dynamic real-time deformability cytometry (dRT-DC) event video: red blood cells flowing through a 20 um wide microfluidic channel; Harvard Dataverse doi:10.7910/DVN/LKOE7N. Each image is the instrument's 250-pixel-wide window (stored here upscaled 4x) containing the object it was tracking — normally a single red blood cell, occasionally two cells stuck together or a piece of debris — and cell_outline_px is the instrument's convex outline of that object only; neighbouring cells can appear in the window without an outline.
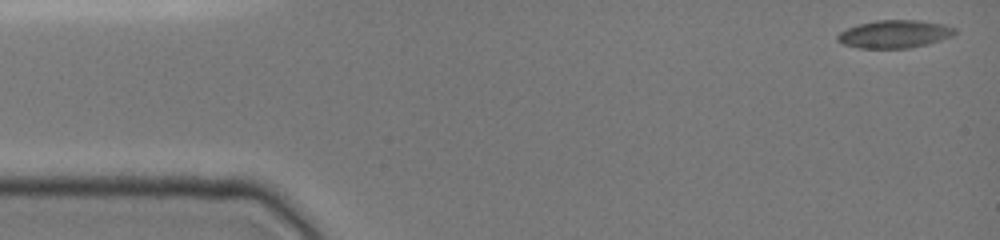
{"species": "common noctule bat (a hibernating species)", "species_latin": "Nyctalus noctula", "temperature_condition": "cold", "stored_images_in_passage": 43, "camera_frame_rate_fps": 3000, "um_per_image_px": 0.085, "animal": {"sex": "female", "body_mass_g": 19.0, "forearm_length_mm": 51.5}, "frame": {"image": 1, "passage_image": 1, "time_ms": 0.0, "image_size_px": [1000, 240], "cell_outline_px": [[956, 32], [952, 36], [928, 44], [908, 48], [860, 48], [844, 44], [836, 40], [836, 36], [840, 32], [848, 28], [860, 24], [876, 20], [920, 20], [944, 24], [956, 28]], "centroid_in_image_um": [76.05, 2.89], "position_along_channel_um": 8.9, "area_um2": 19.02}}
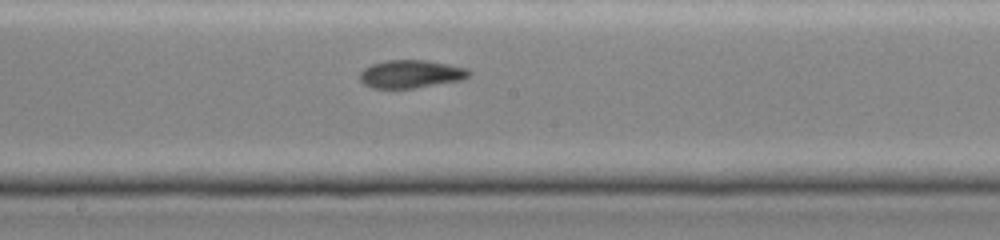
{"frame": {"image": 2, "passage_image": 25, "time_ms": 8.0, "image_size_px": [1000, 240], "cell_outline_px": [[472, 72], [464, 80], [412, 88], [372, 88], [364, 84], [360, 80], [360, 72], [364, 68], [372, 64], [388, 60], [428, 60], [468, 68]], "centroid_in_image_um": [34.95, 6.29], "position_along_channel_um": 213.3, "area_um2": 17.86}}
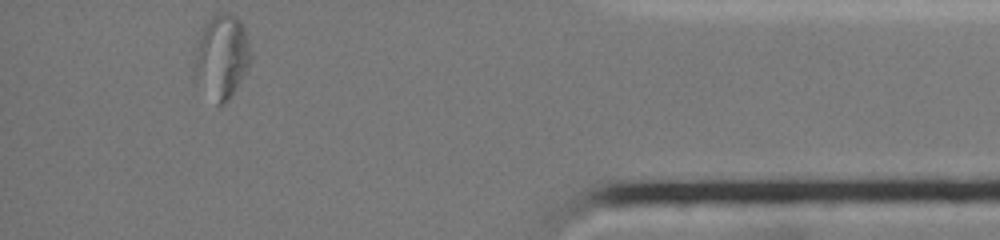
{"frame": {"image": 3, "passage_image": 43, "time_ms": 14.0, "image_size_px": [1000, 240], "cell_outline_px": [[252, 56], [248, 68], [236, 88], [228, 100], [224, 104], [216, 104], [196, 84], [196, 52], [200, 36], [208, 20], [212, 16], [220, 12], [228, 12], [236, 16], [240, 20], [244, 28]], "centroid_in_image_um": [18.87, 4.83], "position_along_channel_um": 416.3, "area_um2": 27.17}, "authors_computed_cell_mechanics": {"area_um2": 18.496, "velocity_mm_per_s": 3.9378, "shape_relaxation_time_tau1_ms": null, "shape_relaxation_time_tau2_ms": 3.182, "deformation_change_tau1": null, "deformation_change_tau2": 0.0645}}